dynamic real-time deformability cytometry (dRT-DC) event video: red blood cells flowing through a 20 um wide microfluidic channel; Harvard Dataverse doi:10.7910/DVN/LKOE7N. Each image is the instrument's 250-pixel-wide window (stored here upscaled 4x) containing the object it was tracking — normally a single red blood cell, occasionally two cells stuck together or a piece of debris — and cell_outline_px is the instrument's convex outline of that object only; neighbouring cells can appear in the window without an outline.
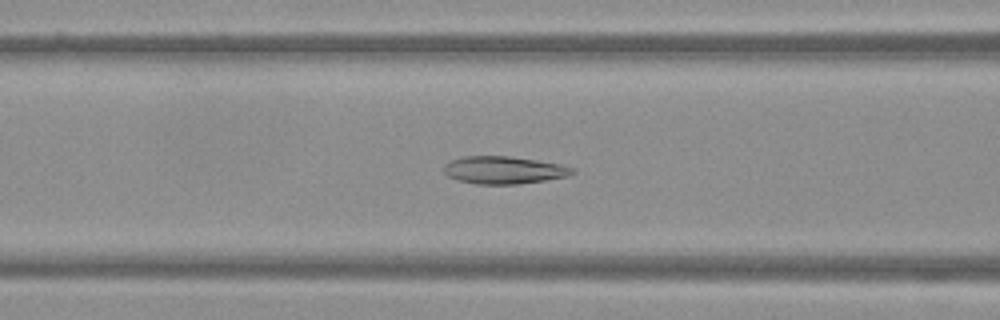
{"species": "Egyptian fruit bat (a non-hibernating species)", "species_latin": "Rousettus aegyptiacus", "temperature_condition": "warm", "stored_images_in_passage": 37, "camera_frame_rate_fps": 3000, "um_per_image_px": 0.085, "frame": {"image": 1, "passage_image": 7, "time_ms": 2.0, "image_size_px": [1000, 320], "cell_outline_px": [[576, 172], [568, 176], [544, 180], [516, 184], [476, 184], [456, 180], [448, 176], [440, 168], [444, 164], [452, 160], [464, 156], [508, 156], [536, 160], [560, 164], [572, 168]], "centroid_in_image_um": [42.77, 14.45], "position_along_channel_um": 123.8, "area_um2": 20.63}}
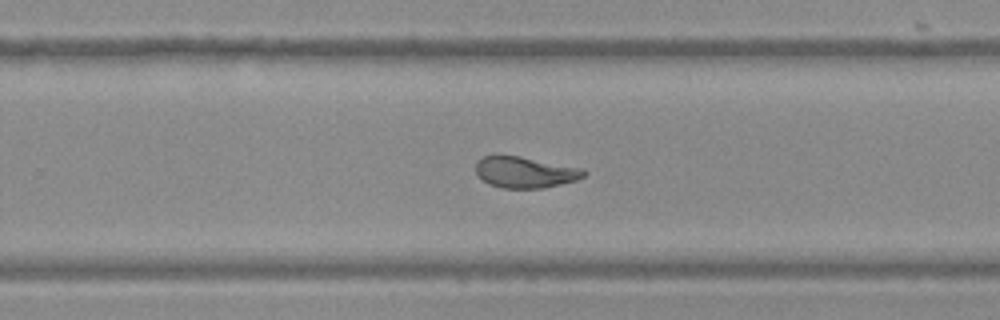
{"frame": {"image": 2, "passage_image": 19, "time_ms": 6.0, "image_size_px": [1000, 320], "cell_outline_px": [[588, 172], [584, 176], [576, 180], [544, 188], [504, 188], [488, 184], [476, 172], [476, 160], [484, 156], [520, 156], [584, 168]], "centroid_in_image_um": [44.66, 14.64], "position_along_channel_um": 285.1, "area_um2": 19.59}}
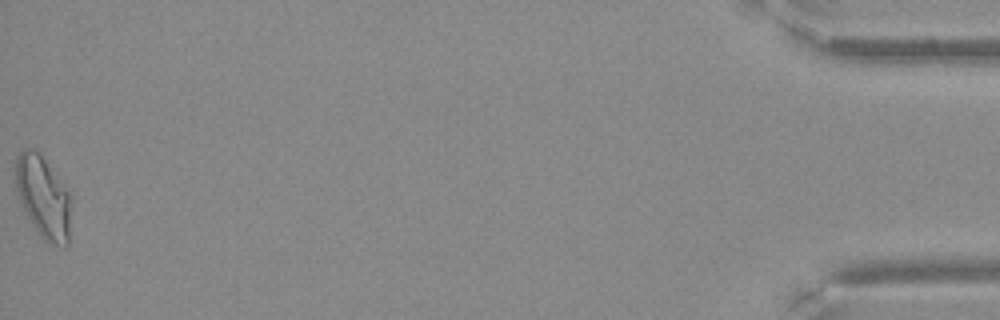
{"frame": {"image": 3, "passage_image": 37, "time_ms": 12.0, "image_size_px": [1000, 320], "cell_outline_px": [[72, 200], [68, 244], [64, 248], [44, 240], [40, 236], [24, 212], [20, 204], [16, 188], [16, 156], [24, 148], [32, 148], [44, 160], [68, 192]], "centroid_in_image_um": [3.67, 16.82], "position_along_channel_um": 431.5, "area_um2": 26.36}}